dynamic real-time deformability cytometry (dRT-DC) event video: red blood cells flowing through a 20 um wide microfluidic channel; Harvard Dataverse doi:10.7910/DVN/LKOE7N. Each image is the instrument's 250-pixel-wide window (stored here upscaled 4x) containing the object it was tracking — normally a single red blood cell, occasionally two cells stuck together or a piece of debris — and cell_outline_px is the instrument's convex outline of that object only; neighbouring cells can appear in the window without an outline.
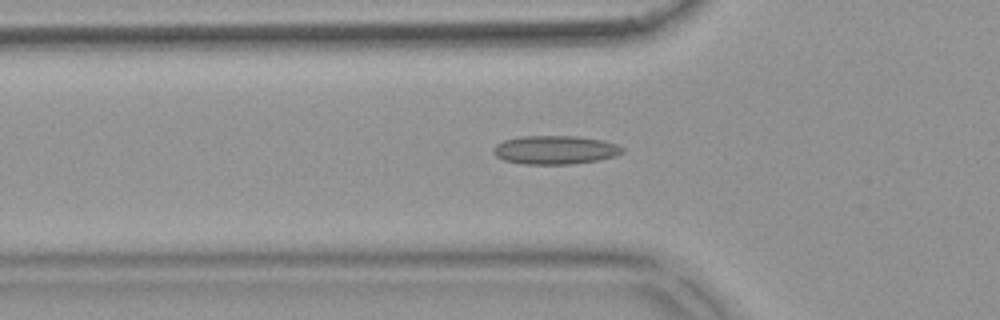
{"species": "common noctule bat (a hibernating species)", "species_latin": "Nyctalus noctula", "temperature_condition": "warm", "stored_images_in_passage": 54, "camera_frame_rate_fps": 3000, "um_per_image_px": 0.085, "animal": {"sex": "female", "body_mass_g": 18.4}, "frame": {"image": 1, "passage_image": 18, "time_ms": 5.667, "image_size_px": [1000, 320], "cell_outline_px": [[624, 152], [616, 156], [596, 160], [572, 164], [524, 164], [504, 160], [496, 156], [492, 152], [492, 148], [496, 144], [504, 140], [520, 136], [576, 136], [604, 140], [616, 144], [624, 148]], "centroid_in_image_um": [47.18, 12.74], "position_along_channel_um": 78.6, "area_um2": 21.62}}
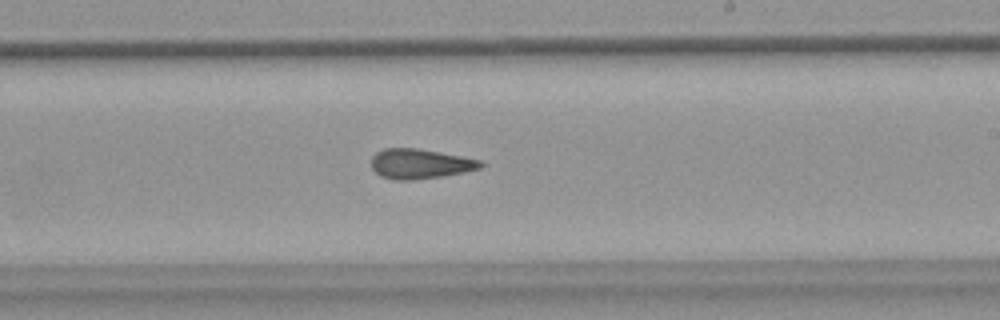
{"frame": {"image": 2, "passage_image": 32, "time_ms": 10.333, "image_size_px": [1000, 320], "cell_outline_px": [[484, 164], [480, 168], [464, 172], [444, 176], [412, 180], [396, 180], [380, 176], [372, 168], [372, 156], [376, 152], [384, 148], [416, 148], [440, 152], [484, 160]], "centroid_in_image_um": [35.73, 13.92], "position_along_channel_um": 253.3, "area_um2": 19.13}}
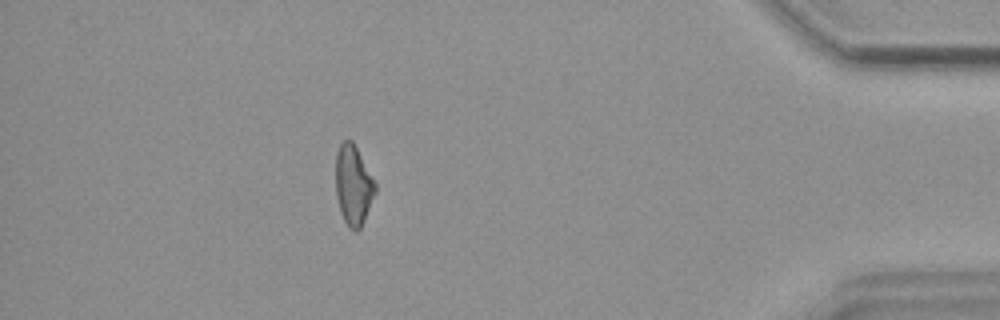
{"frame": {"image": 3, "passage_image": 48, "time_ms": 15.667, "image_size_px": [1000, 320], "cell_outline_px": [[376, 192], [364, 220], [360, 228], [356, 232], [348, 228], [340, 212], [336, 196], [336, 152], [340, 144], [344, 140], [352, 140], [376, 184]], "centroid_in_image_um": [30.02, 15.76], "position_along_channel_um": 405.2, "area_um2": 18.32}, "authors_computed_cell_mechanics": {"area_um2": 19.1896, "velocity_mm_per_s": 3.7347, "shape_relaxation_time_tau1_ms": null, "shape_relaxation_time_tau2_ms": 3.3019, "deformation_change_tau1": null, "deformation_change_tau2": 0.1164}}